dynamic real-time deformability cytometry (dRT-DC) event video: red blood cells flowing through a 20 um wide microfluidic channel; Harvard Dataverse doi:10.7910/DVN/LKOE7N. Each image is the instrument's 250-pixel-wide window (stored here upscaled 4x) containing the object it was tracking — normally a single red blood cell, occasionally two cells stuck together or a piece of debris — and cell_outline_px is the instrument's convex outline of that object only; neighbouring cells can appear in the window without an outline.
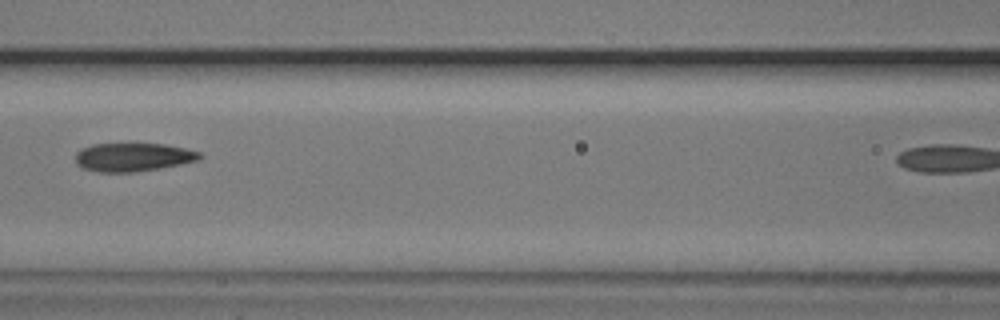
{"species": "common noctule bat (a hibernating species)", "species_latin": "Nyctalus noctula", "temperature_condition": "cold", "stored_images_in_passage": 3, "camera_frame_rate_fps": 3000, "um_per_image_px": 0.085, "animal": {"sex": "male", "body_mass_g": 20.5, "forearm_length_mm": 52.5}, "frame": {"image": 1, "passage_image": 3, "time_ms": 0.667, "image_size_px": [1000, 320], "cell_outline_px": [[204, 156], [196, 160], [180, 164], [160, 168], [136, 172], [100, 172], [84, 168], [76, 164], [76, 152], [80, 148], [92, 144], [164, 144], [184, 148], [200, 152]], "centroid_in_image_um": [11.29, 13.35], "position_along_channel_um": 155.3, "area_um2": 20.52}}